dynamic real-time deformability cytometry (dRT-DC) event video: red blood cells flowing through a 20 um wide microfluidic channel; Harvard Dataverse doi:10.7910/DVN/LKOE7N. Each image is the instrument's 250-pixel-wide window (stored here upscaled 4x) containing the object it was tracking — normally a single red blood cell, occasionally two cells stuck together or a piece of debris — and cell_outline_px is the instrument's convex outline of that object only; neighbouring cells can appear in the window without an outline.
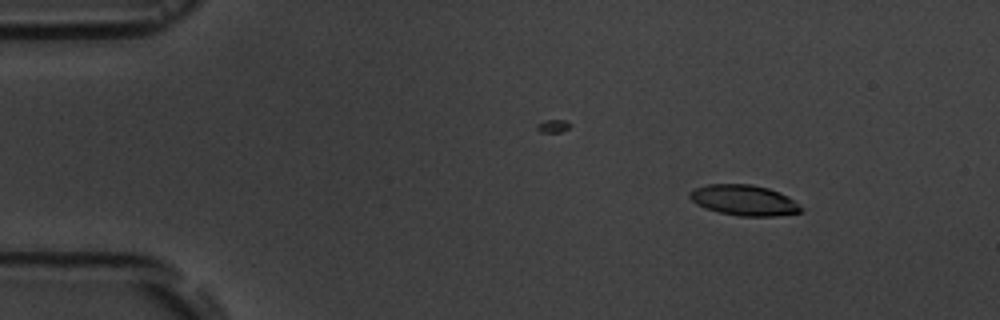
{"species": "common noctule bat (a hibernating species)", "species_latin": "Nyctalus noctula", "temperature_condition": "room temperature", "stored_images_in_passage": 4, "camera_frame_rate_fps": 3000, "um_per_image_px": 0.085, "animal": {"sex": "male", "body_mass_g": 19.5, "forearm_length_mm": 54.6}, "frame": {"image": 1, "passage_image": 2, "time_ms": 1.333, "image_size_px": [1000, 320], "cell_outline_px": [[804, 208], [800, 212], [776, 216], [740, 216], [720, 212], [704, 208], [696, 204], [688, 196], [688, 192], [696, 188], [708, 184], [752, 184], [768, 188], [780, 192], [788, 196]], "centroid_in_image_um": [63.24, 17.01], "position_along_channel_um": 21.8, "area_um2": 19.88}}
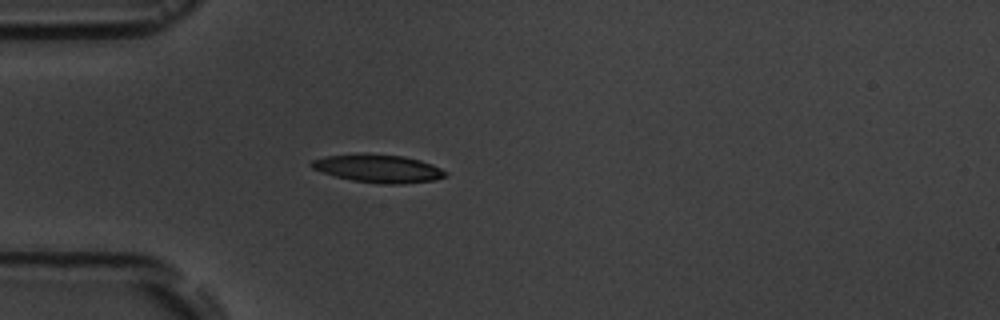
{"frame": {"image": 2, "passage_image": 4, "time_ms": 4.333, "image_size_px": [1000, 320], "cell_outline_px": [[448, 176], [432, 180], [400, 184], [380, 184], [352, 180], [336, 176], [312, 168], [308, 164], [312, 160], [324, 156], [360, 152], [404, 156], [420, 160], [432, 164], [448, 172]], "centroid_in_image_um": [32.14, 14.3], "position_along_channel_um": 52.9, "area_um2": 22.14}}